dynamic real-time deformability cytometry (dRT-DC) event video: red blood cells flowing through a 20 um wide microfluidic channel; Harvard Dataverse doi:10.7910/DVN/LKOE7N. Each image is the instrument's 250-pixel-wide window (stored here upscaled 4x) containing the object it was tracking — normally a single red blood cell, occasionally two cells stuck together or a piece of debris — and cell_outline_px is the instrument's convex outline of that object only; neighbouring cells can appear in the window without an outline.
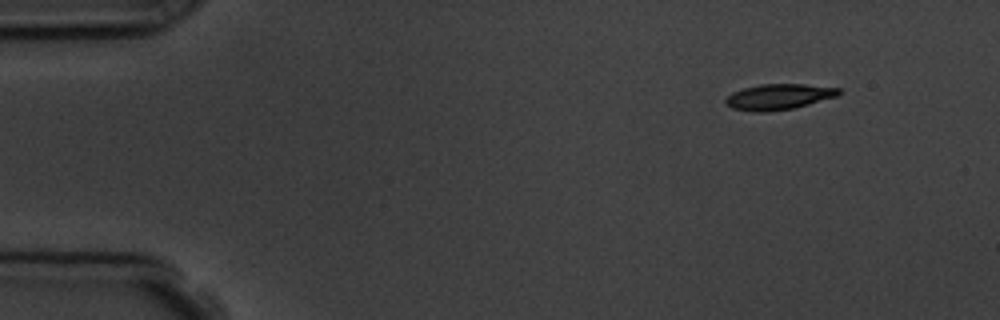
{"species": "common noctule bat (a hibernating species)", "species_latin": "Nyctalus noctula", "temperature_condition": "room temperature", "stored_images_in_passage": 4, "camera_frame_rate_fps": 3000, "um_per_image_px": 0.085, "animal": {"sex": "male", "body_mass_g": 19.5, "forearm_length_mm": 54.6}, "frame": {"image": 1, "passage_image": 1, "time_ms": 0.0, "image_size_px": [1000, 320], "cell_outline_px": [[840, 92], [836, 96], [808, 104], [792, 108], [768, 112], [752, 112], [732, 108], [724, 104], [724, 100], [732, 92], [744, 88], [760, 84], [804, 84], [840, 88]], "centroid_in_image_um": [66.13, 8.23], "position_along_channel_um": 18.9, "area_um2": 16.88}}
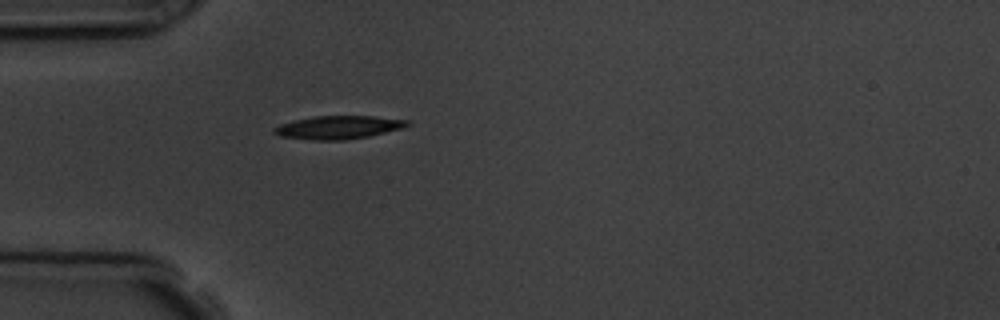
{"frame": {"image": 2, "passage_image": 4, "time_ms": 3.333, "image_size_px": [1000, 320], "cell_outline_px": [[412, 124], [400, 128], [368, 136], [344, 140], [312, 140], [280, 136], [272, 132], [272, 128], [280, 124], [296, 120], [316, 116], [376, 116], [408, 120]], "centroid_in_image_um": [28.74, 10.82], "position_along_channel_um": 56.3, "area_um2": 17.86}}